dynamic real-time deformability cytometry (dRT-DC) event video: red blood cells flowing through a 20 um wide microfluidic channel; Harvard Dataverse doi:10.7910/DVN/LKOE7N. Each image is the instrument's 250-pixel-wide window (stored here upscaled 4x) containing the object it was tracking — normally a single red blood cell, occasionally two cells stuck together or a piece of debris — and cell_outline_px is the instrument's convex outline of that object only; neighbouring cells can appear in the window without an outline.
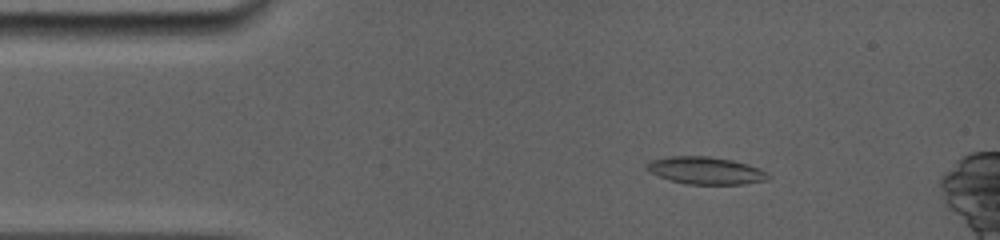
{"species": "common noctule bat (a hibernating species)", "species_latin": "Nyctalus noctula", "temperature_condition": "room temperature", "stored_images_in_passage": 6, "camera_frame_rate_fps": 5000, "um_per_image_px": 0.085, "animal": {"sex": "female", "body_mass_g": 19.0, "forearm_length_mm": 56.7}, "frame": {"image": 1, "passage_image": 2, "time_ms": 1.2, "image_size_px": [1000, 240], "cell_outline_px": [[772, 176], [768, 180], [744, 184], [684, 184], [660, 176], [644, 168], [652, 160], [668, 156], [708, 156], [732, 160], [748, 164], [760, 168], [768, 172]], "centroid_in_image_um": [60.05, 14.5], "position_along_channel_um": 24.9, "area_um2": 19.36}}
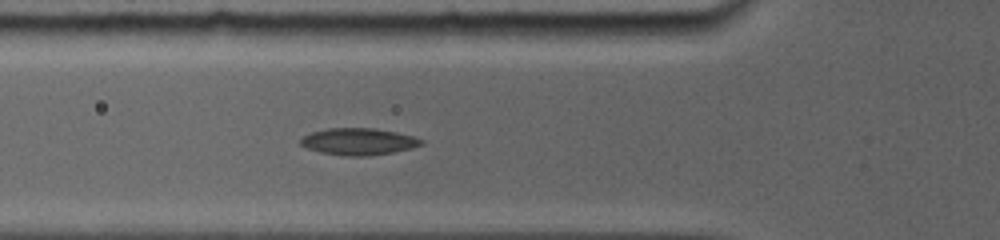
{"frame": {"image": 2, "passage_image": 5, "time_ms": 4.4, "image_size_px": [1000, 240], "cell_outline_px": [[424, 144], [412, 148], [392, 152], [364, 156], [344, 156], [320, 152], [308, 148], [300, 144], [300, 140], [304, 136], [312, 132], [328, 128], [376, 128], [396, 132], [412, 136], [424, 140]], "centroid_in_image_um": [30.49, 12.03], "position_along_channel_um": 95.3, "area_um2": 18.79}}
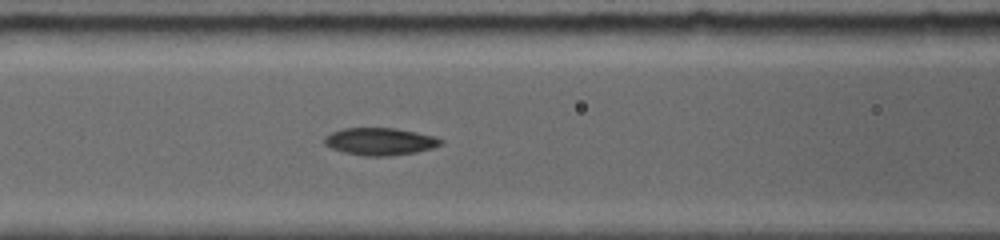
{"frame": {"image": 3, "passage_image": 6, "time_ms": 5.4, "image_size_px": [1000, 240], "cell_outline_px": [[444, 144], [432, 148], [416, 152], [388, 156], [364, 156], [344, 152], [332, 148], [324, 144], [324, 136], [332, 132], [344, 128], [396, 128], [436, 136], [444, 140]], "centroid_in_image_um": [32.33, 12.02], "position_along_channel_um": 134.3, "area_um2": 18.67}}